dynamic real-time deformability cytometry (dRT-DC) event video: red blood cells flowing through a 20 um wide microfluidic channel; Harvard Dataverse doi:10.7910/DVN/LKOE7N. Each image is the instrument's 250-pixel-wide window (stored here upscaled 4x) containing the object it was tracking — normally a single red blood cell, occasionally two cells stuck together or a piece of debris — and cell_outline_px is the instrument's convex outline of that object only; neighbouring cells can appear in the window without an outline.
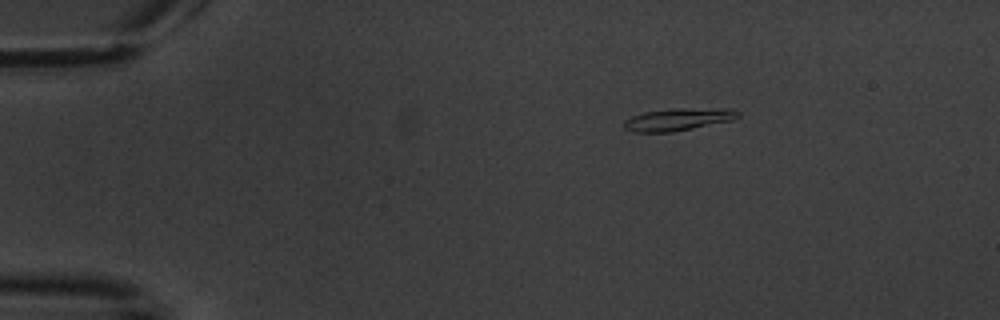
{"species": "common noctule bat (a hibernating species)", "species_latin": "Nyctalus noctula", "temperature_condition": "warm", "stored_images_in_passage": 13, "camera_frame_rate_fps": 3000, "um_per_image_px": 0.085, "animal": {"sex": "male", "body_mass_g": 20.1, "forearm_length_mm": 53.5}, "frame": {"image": 1, "passage_image": 1, "time_ms": 0.0, "image_size_px": [1000, 320], "cell_outline_px": [[740, 116], [732, 120], [672, 132], [632, 132], [624, 128], [624, 120], [632, 116], [644, 112], [672, 108], [732, 108], [740, 112]], "centroid_in_image_um": [57.65, 10.13], "position_along_channel_um": 27.3, "area_um2": 14.97}}
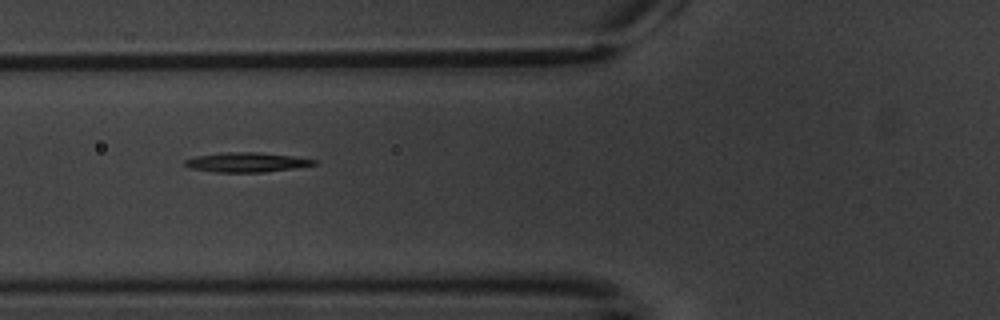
{"frame": {"image": 2, "passage_image": 4, "time_ms": 4.333, "image_size_px": [1000, 320], "cell_outline_px": [[316, 164], [292, 168], [264, 172], [216, 172], [192, 168], [184, 164], [184, 160], [196, 156], [224, 152], [260, 152], [292, 156], [316, 160]], "centroid_in_image_um": [20.93, 13.78], "position_along_channel_um": 104.9, "area_um2": 14.51}}
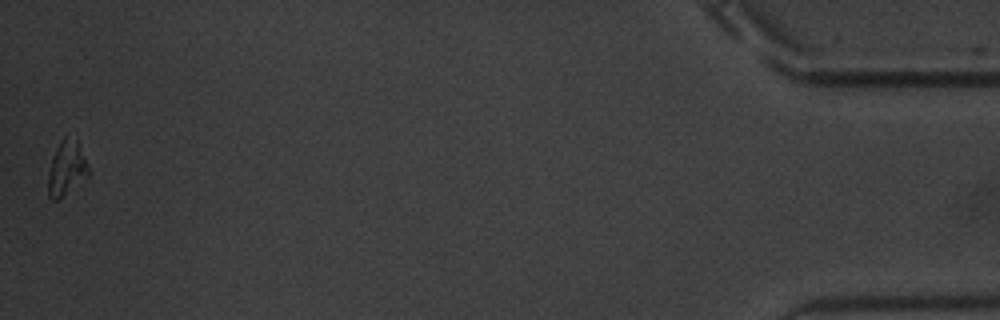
{"frame": {"image": 3, "passage_image": 13, "time_ms": 16.333, "image_size_px": [1000, 320], "cell_outline_px": [[88, 176], [56, 200], [52, 200], [48, 196], [48, 176], [52, 156], [60, 140], [64, 136], [76, 132], [88, 168]], "centroid_in_image_um": [5.66, 14.18], "position_along_channel_um": 429.5, "area_um2": 13.01}}